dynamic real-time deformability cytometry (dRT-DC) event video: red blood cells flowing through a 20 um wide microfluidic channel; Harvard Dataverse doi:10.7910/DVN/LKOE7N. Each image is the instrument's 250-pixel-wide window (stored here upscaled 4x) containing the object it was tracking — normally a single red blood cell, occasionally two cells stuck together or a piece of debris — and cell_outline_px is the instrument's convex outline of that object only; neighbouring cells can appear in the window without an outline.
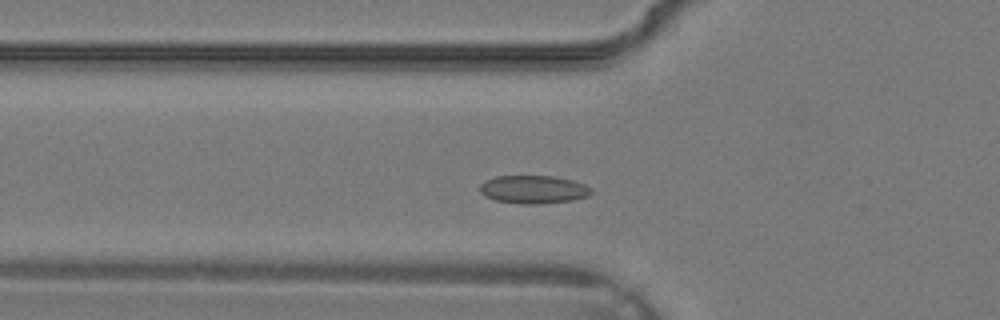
{"species": "common noctule bat (a hibernating species)", "species_latin": "Nyctalus noctula", "temperature_condition": "warm", "stored_images_in_passage": 30, "camera_frame_rate_fps": 3000, "um_per_image_px": 0.085, "animal": {"sex": "male", "body_mass_g": 19.2, "forearm_length_mm": 51.8}, "frame": {"image": 1, "passage_image": 7, "time_ms": 2.0, "image_size_px": [1000, 320], "cell_outline_px": [[592, 192], [588, 196], [572, 200], [536, 204], [520, 204], [496, 200], [484, 196], [480, 192], [480, 184], [484, 180], [496, 176], [552, 176], [572, 180], [584, 184], [592, 188]], "centroid_in_image_um": [45.32, 16.1], "position_along_channel_um": 80.5, "area_um2": 18.26}}
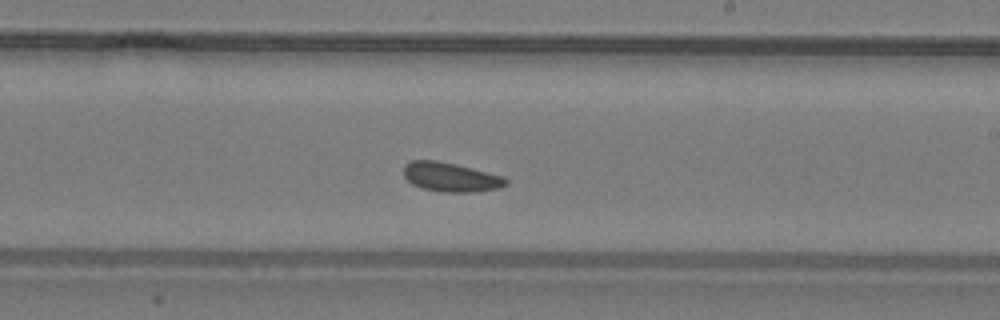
{"frame": {"image": 2, "passage_image": 16, "time_ms": 5.0, "image_size_px": [1000, 320], "cell_outline_px": [[508, 184], [500, 188], [476, 192], [444, 192], [420, 188], [412, 184], [404, 176], [404, 164], [412, 160], [436, 160], [456, 164], [504, 176], [508, 180]], "centroid_in_image_um": [38.32, 15.06], "position_along_channel_um": 250.7, "area_um2": 17.57}}
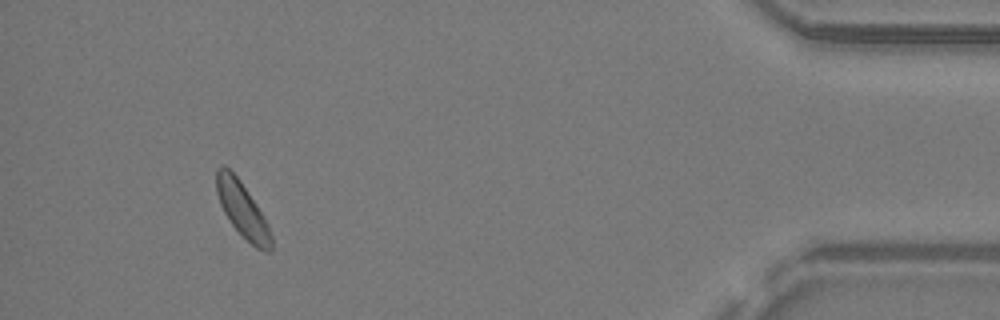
{"frame": {"image": 3, "passage_image": 28, "time_ms": 9.0, "image_size_px": [1000, 320], "cell_outline_px": [[272, 252], [264, 252], [256, 248], [232, 224], [224, 212], [220, 204], [216, 192], [216, 168], [220, 164], [224, 164], [236, 176], [264, 216], [268, 224], [272, 236]], "centroid_in_image_um": [20.6, 17.83], "position_along_channel_um": 414.6, "area_um2": 17.34}}